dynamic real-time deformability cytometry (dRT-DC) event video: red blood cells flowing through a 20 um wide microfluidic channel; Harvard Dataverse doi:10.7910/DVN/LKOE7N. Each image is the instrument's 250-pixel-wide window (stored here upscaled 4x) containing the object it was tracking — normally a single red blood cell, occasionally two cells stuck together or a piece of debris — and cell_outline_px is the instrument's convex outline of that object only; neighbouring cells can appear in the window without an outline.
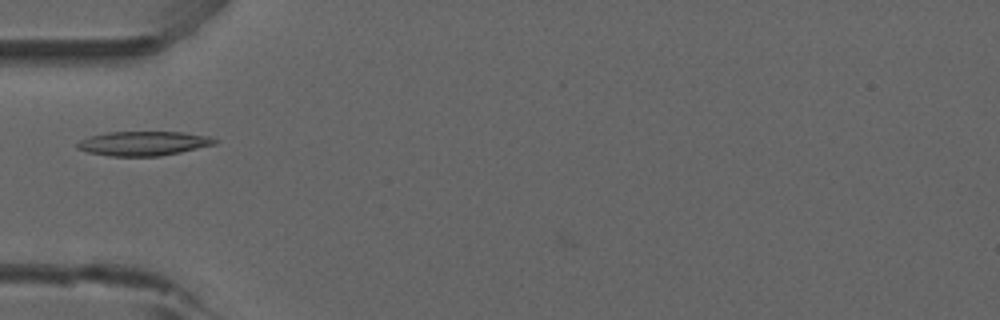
{"species": "common noctule bat (a hibernating species)", "species_latin": "Nyctalus noctula", "temperature_condition": "room temperature", "stored_images_in_passage": 41, "camera_frame_rate_fps": 3000, "um_per_image_px": 0.085, "animal": {"sex": "male", "forearm_length_mm": 52.5}, "frame": {"image": 1, "passage_image": 6, "time_ms": 1.667, "image_size_px": [1000, 320], "cell_outline_px": [[220, 140], [216, 144], [180, 152], [160, 156], [108, 156], [88, 152], [76, 148], [76, 144], [80, 140], [92, 136], [108, 132], [184, 132], [208, 136]], "centroid_in_image_um": [12.21, 12.19], "position_along_channel_um": 72.8, "area_um2": 19.48}}
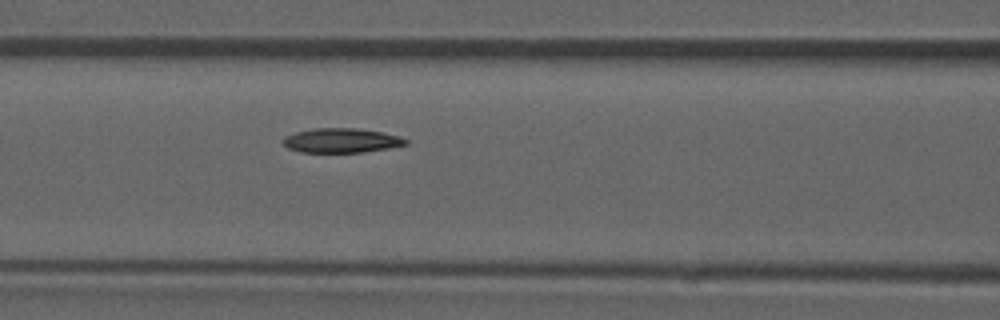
{"frame": {"image": 2, "passage_image": 11, "time_ms": 3.333, "image_size_px": [1000, 320], "cell_outline_px": [[408, 144], [388, 148], [364, 152], [300, 152], [288, 148], [284, 144], [284, 136], [296, 132], [316, 128], [356, 128], [380, 132], [400, 136], [408, 140]], "centroid_in_image_um": [29.03, 11.94], "position_along_channel_um": 137.6, "area_um2": 17.34}, "authors_computed_cell_mechanics": {"area_um2": 17.34, "velocity_mm_per_s": 3.8576, "shape_relaxation_time_tau1_ms": 9.2636, "shape_relaxation_time_tau2_ms": null, "deformation_change_tau1": 0.1946, "deformation_change_tau2": null}}